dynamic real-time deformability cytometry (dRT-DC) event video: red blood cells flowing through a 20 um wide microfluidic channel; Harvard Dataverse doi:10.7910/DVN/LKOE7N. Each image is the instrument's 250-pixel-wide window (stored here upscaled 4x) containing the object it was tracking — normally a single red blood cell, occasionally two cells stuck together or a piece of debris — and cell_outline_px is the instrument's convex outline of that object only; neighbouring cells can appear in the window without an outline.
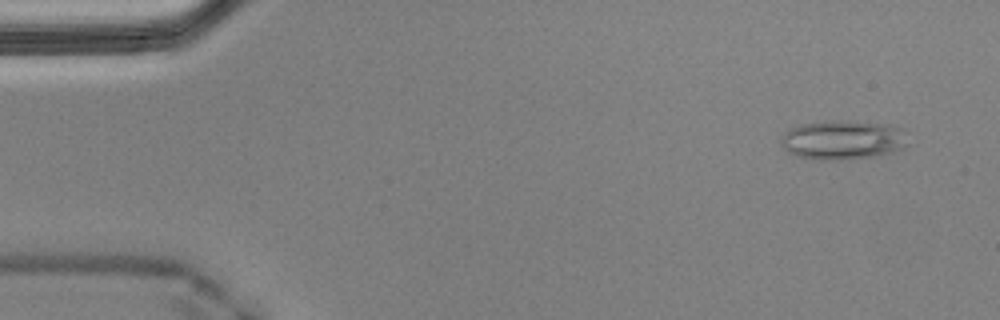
{"species": "Egyptian fruit bat (a non-hibernating species)", "species_latin": "Rousettus aegyptiacus", "temperature_condition": "cold", "stored_images_in_passage": 56, "camera_frame_rate_fps": 3000, "um_per_image_px": 0.085, "animal": {"sex": "male"}, "frame": {"image": 1, "passage_image": 4, "time_ms": 1.0, "image_size_px": [1000, 320], "cell_outline_px": [[908, 144], [904, 148], [892, 152], [868, 156], [796, 156], [788, 152], [784, 148], [784, 132], [788, 128], [800, 124], [888, 124], [904, 128]], "centroid_in_image_um": [71.73, 11.88], "position_along_channel_um": 13.3, "area_um2": 26.3}}
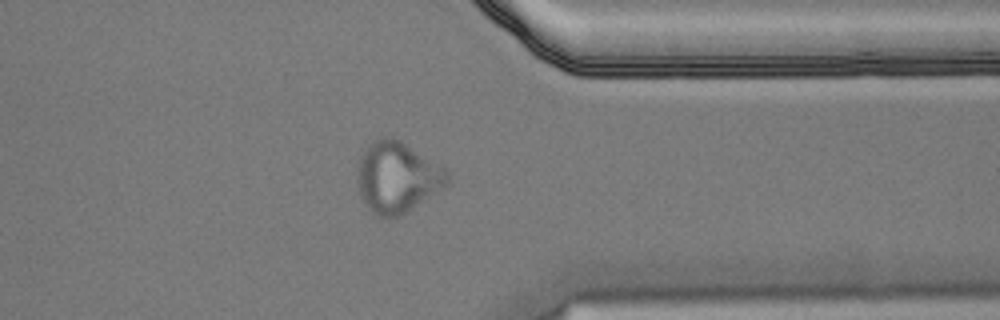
{"frame": {"image": 2, "passage_image": 44, "time_ms": 14.333, "image_size_px": [1000, 320], "cell_outline_px": [[448, 184], [444, 188], [400, 216], [380, 216], [372, 212], [368, 208], [360, 196], [356, 180], [356, 176], [360, 156], [380, 136], [392, 136], [400, 140], [444, 168], [448, 172]], "centroid_in_image_um": [33.74, 15.07], "position_along_channel_um": 377.7, "area_um2": 36.82}, "authors_computed_cell_mechanics": {"area_um2": 27.4261, "velocity_mm_per_s": 3.5733, "shape_relaxation_time_tau1_ms": null, "shape_relaxation_time_tau2_ms": 1.8364, "deformation_change_tau1": null, "deformation_change_tau2": 0.0859}}